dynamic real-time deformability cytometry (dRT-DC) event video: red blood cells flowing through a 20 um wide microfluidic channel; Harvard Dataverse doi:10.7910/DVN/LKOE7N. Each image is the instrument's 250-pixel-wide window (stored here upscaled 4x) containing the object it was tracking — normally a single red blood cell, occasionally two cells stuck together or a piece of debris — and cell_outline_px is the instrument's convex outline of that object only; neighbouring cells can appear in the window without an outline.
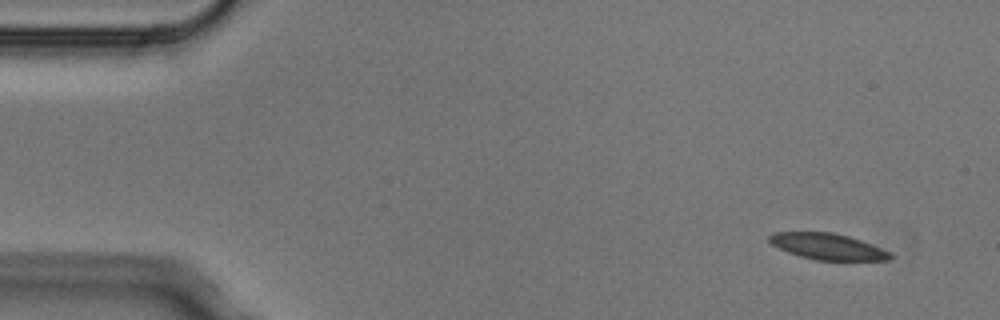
{"species": "Egyptian fruit bat (a non-hibernating species)", "species_latin": "Rousettus aegyptiacus", "temperature_condition": "cold", "stored_images_in_passage": 4, "camera_frame_rate_fps": 3000, "um_per_image_px": 0.085, "animal": {"sex": "male"}, "frame": {"image": 1, "passage_image": 1, "time_ms": 0.0, "image_size_px": [1000, 320], "cell_outline_px": [[892, 260], [816, 260], [800, 256], [788, 252], [772, 244], [768, 240], [768, 236], [772, 232], [832, 232], [848, 236], [872, 244], [892, 252]], "centroid_in_image_um": [70.37, 20.95], "position_along_channel_um": 14.6, "area_um2": 18.44}}
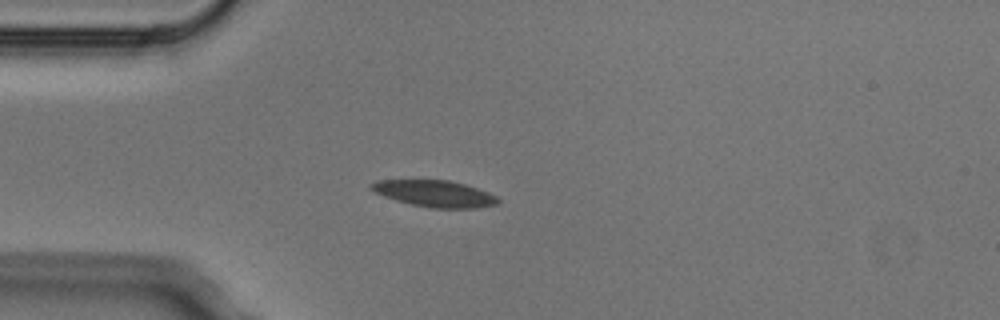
{"frame": {"image": 2, "passage_image": 3, "time_ms": 0.667, "image_size_px": [1000, 320], "cell_outline_px": [[500, 200], [496, 204], [476, 208], [432, 208], [412, 204], [396, 200], [384, 196], [368, 188], [368, 184], [376, 180], [448, 180], [464, 184], [488, 192], [496, 196]], "centroid_in_image_um": [36.92, 16.45], "position_along_channel_um": 48.1, "area_um2": 19.48}}